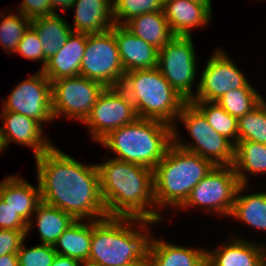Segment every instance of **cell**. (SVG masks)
Listing matches in <instances>:
<instances>
[{"mask_svg":"<svg viewBox=\"0 0 266 266\" xmlns=\"http://www.w3.org/2000/svg\"><path fill=\"white\" fill-rule=\"evenodd\" d=\"M42 202L70 214L75 220L107 217L97 164H84L53 145L35 157Z\"/></svg>","mask_w":266,"mask_h":266,"instance_id":"cell-1","label":"cell"},{"mask_svg":"<svg viewBox=\"0 0 266 266\" xmlns=\"http://www.w3.org/2000/svg\"><path fill=\"white\" fill-rule=\"evenodd\" d=\"M97 167L101 195L108 216L161 222V213L151 209L156 206L153 170L113 157L102 164L97 163Z\"/></svg>","mask_w":266,"mask_h":266,"instance_id":"cell-2","label":"cell"},{"mask_svg":"<svg viewBox=\"0 0 266 266\" xmlns=\"http://www.w3.org/2000/svg\"><path fill=\"white\" fill-rule=\"evenodd\" d=\"M136 222V227L139 225L141 230L135 228L133 223ZM149 223L156 224L157 222L118 216L92 220L91 247L89 260L86 264L91 266H126L143 259L148 252L150 230L147 225Z\"/></svg>","mask_w":266,"mask_h":266,"instance_id":"cell-3","label":"cell"},{"mask_svg":"<svg viewBox=\"0 0 266 266\" xmlns=\"http://www.w3.org/2000/svg\"><path fill=\"white\" fill-rule=\"evenodd\" d=\"M214 166L211 161L172 143L153 170L156 208H180Z\"/></svg>","mask_w":266,"mask_h":266,"instance_id":"cell-4","label":"cell"},{"mask_svg":"<svg viewBox=\"0 0 266 266\" xmlns=\"http://www.w3.org/2000/svg\"><path fill=\"white\" fill-rule=\"evenodd\" d=\"M99 143L115 152V159L154 170L173 143V127L162 121L138 118L111 131Z\"/></svg>","mask_w":266,"mask_h":266,"instance_id":"cell-5","label":"cell"},{"mask_svg":"<svg viewBox=\"0 0 266 266\" xmlns=\"http://www.w3.org/2000/svg\"><path fill=\"white\" fill-rule=\"evenodd\" d=\"M120 87L134 104L138 118L162 121L172 127L187 102L157 67L126 72Z\"/></svg>","mask_w":266,"mask_h":266,"instance_id":"cell-6","label":"cell"},{"mask_svg":"<svg viewBox=\"0 0 266 266\" xmlns=\"http://www.w3.org/2000/svg\"><path fill=\"white\" fill-rule=\"evenodd\" d=\"M177 118L185 125L192 137L191 139H194L193 145L192 143H182L178 138L179 132L175 124L173 126V143L177 147L198 154L211 161L215 166L233 165L235 145L225 136L217 133L210 126L203 113L191 101L183 105Z\"/></svg>","mask_w":266,"mask_h":266,"instance_id":"cell-7","label":"cell"},{"mask_svg":"<svg viewBox=\"0 0 266 266\" xmlns=\"http://www.w3.org/2000/svg\"><path fill=\"white\" fill-rule=\"evenodd\" d=\"M125 71L122 66L113 27L103 33L87 34L80 76L106 87H119Z\"/></svg>","mask_w":266,"mask_h":266,"instance_id":"cell-8","label":"cell"},{"mask_svg":"<svg viewBox=\"0 0 266 266\" xmlns=\"http://www.w3.org/2000/svg\"><path fill=\"white\" fill-rule=\"evenodd\" d=\"M196 62L192 36H174L158 52L157 68L187 102L195 97L192 84L197 75Z\"/></svg>","mask_w":266,"mask_h":266,"instance_id":"cell-9","label":"cell"},{"mask_svg":"<svg viewBox=\"0 0 266 266\" xmlns=\"http://www.w3.org/2000/svg\"><path fill=\"white\" fill-rule=\"evenodd\" d=\"M240 186L233 165L214 166L191 191L180 208L202 206L217 215L230 216Z\"/></svg>","mask_w":266,"mask_h":266,"instance_id":"cell-10","label":"cell"},{"mask_svg":"<svg viewBox=\"0 0 266 266\" xmlns=\"http://www.w3.org/2000/svg\"><path fill=\"white\" fill-rule=\"evenodd\" d=\"M53 117L66 116L83 123L105 87L87 77L61 78L52 83Z\"/></svg>","mask_w":266,"mask_h":266,"instance_id":"cell-11","label":"cell"},{"mask_svg":"<svg viewBox=\"0 0 266 266\" xmlns=\"http://www.w3.org/2000/svg\"><path fill=\"white\" fill-rule=\"evenodd\" d=\"M137 119L134 104L125 91L120 86L106 87L82 124L87 125L91 137L99 143L111 131Z\"/></svg>","mask_w":266,"mask_h":266,"instance_id":"cell-12","label":"cell"},{"mask_svg":"<svg viewBox=\"0 0 266 266\" xmlns=\"http://www.w3.org/2000/svg\"><path fill=\"white\" fill-rule=\"evenodd\" d=\"M3 110L25 115L43 123L54 120L52 111V84L39 70L21 81L7 99Z\"/></svg>","mask_w":266,"mask_h":266,"instance_id":"cell-13","label":"cell"},{"mask_svg":"<svg viewBox=\"0 0 266 266\" xmlns=\"http://www.w3.org/2000/svg\"><path fill=\"white\" fill-rule=\"evenodd\" d=\"M208 60L192 101L216 102L231 90L254 88L223 50L217 48Z\"/></svg>","mask_w":266,"mask_h":266,"instance_id":"cell-14","label":"cell"},{"mask_svg":"<svg viewBox=\"0 0 266 266\" xmlns=\"http://www.w3.org/2000/svg\"><path fill=\"white\" fill-rule=\"evenodd\" d=\"M3 127L0 126V135L7 149L9 143L14 142L33 149L34 158L42 155L54 144L44 137V127L33 118L25 115L3 111L0 113Z\"/></svg>","mask_w":266,"mask_h":266,"instance_id":"cell-15","label":"cell"},{"mask_svg":"<svg viewBox=\"0 0 266 266\" xmlns=\"http://www.w3.org/2000/svg\"><path fill=\"white\" fill-rule=\"evenodd\" d=\"M113 34L125 73L153 69L158 66L159 50L157 48L134 35L124 25L114 24Z\"/></svg>","mask_w":266,"mask_h":266,"instance_id":"cell-16","label":"cell"},{"mask_svg":"<svg viewBox=\"0 0 266 266\" xmlns=\"http://www.w3.org/2000/svg\"><path fill=\"white\" fill-rule=\"evenodd\" d=\"M206 266H266V246L234 236L214 251L206 250Z\"/></svg>","mask_w":266,"mask_h":266,"instance_id":"cell-17","label":"cell"},{"mask_svg":"<svg viewBox=\"0 0 266 266\" xmlns=\"http://www.w3.org/2000/svg\"><path fill=\"white\" fill-rule=\"evenodd\" d=\"M8 176L0 182V198L28 223L27 234L32 229V214L42 202L39 183L37 188L23 178Z\"/></svg>","mask_w":266,"mask_h":266,"instance_id":"cell-18","label":"cell"},{"mask_svg":"<svg viewBox=\"0 0 266 266\" xmlns=\"http://www.w3.org/2000/svg\"><path fill=\"white\" fill-rule=\"evenodd\" d=\"M87 34L71 32L65 44L48 61L43 74L51 81L80 76V66L85 52Z\"/></svg>","mask_w":266,"mask_h":266,"instance_id":"cell-19","label":"cell"},{"mask_svg":"<svg viewBox=\"0 0 266 266\" xmlns=\"http://www.w3.org/2000/svg\"><path fill=\"white\" fill-rule=\"evenodd\" d=\"M163 12L174 36L190 37L192 28L208 25L212 13L192 0H164Z\"/></svg>","mask_w":266,"mask_h":266,"instance_id":"cell-20","label":"cell"},{"mask_svg":"<svg viewBox=\"0 0 266 266\" xmlns=\"http://www.w3.org/2000/svg\"><path fill=\"white\" fill-rule=\"evenodd\" d=\"M73 32L98 34L114 26L112 0H75Z\"/></svg>","mask_w":266,"mask_h":266,"instance_id":"cell-21","label":"cell"},{"mask_svg":"<svg viewBox=\"0 0 266 266\" xmlns=\"http://www.w3.org/2000/svg\"><path fill=\"white\" fill-rule=\"evenodd\" d=\"M147 256L150 266H206L205 250L186 248L152 237Z\"/></svg>","mask_w":266,"mask_h":266,"instance_id":"cell-22","label":"cell"},{"mask_svg":"<svg viewBox=\"0 0 266 266\" xmlns=\"http://www.w3.org/2000/svg\"><path fill=\"white\" fill-rule=\"evenodd\" d=\"M124 26L134 35L141 38L158 50L164 47L174 34L163 11H155L135 16Z\"/></svg>","mask_w":266,"mask_h":266,"instance_id":"cell-23","label":"cell"},{"mask_svg":"<svg viewBox=\"0 0 266 266\" xmlns=\"http://www.w3.org/2000/svg\"><path fill=\"white\" fill-rule=\"evenodd\" d=\"M92 239V220H76L58 238L54 245L57 254L77 259L84 264L89 260ZM61 247V248H58Z\"/></svg>","mask_w":266,"mask_h":266,"instance_id":"cell-24","label":"cell"},{"mask_svg":"<svg viewBox=\"0 0 266 266\" xmlns=\"http://www.w3.org/2000/svg\"><path fill=\"white\" fill-rule=\"evenodd\" d=\"M31 27L41 40L43 54L47 60L60 50L72 32V26L59 13L31 19Z\"/></svg>","mask_w":266,"mask_h":266,"instance_id":"cell-25","label":"cell"},{"mask_svg":"<svg viewBox=\"0 0 266 266\" xmlns=\"http://www.w3.org/2000/svg\"><path fill=\"white\" fill-rule=\"evenodd\" d=\"M233 167L239 183L248 187V173L252 175L266 173V144L249 140H238V143L235 145Z\"/></svg>","mask_w":266,"mask_h":266,"instance_id":"cell-26","label":"cell"},{"mask_svg":"<svg viewBox=\"0 0 266 266\" xmlns=\"http://www.w3.org/2000/svg\"><path fill=\"white\" fill-rule=\"evenodd\" d=\"M244 188L246 190L244 184L238 187L229 217L237 218L257 230L266 231V192L241 195Z\"/></svg>","mask_w":266,"mask_h":266,"instance_id":"cell-27","label":"cell"},{"mask_svg":"<svg viewBox=\"0 0 266 266\" xmlns=\"http://www.w3.org/2000/svg\"><path fill=\"white\" fill-rule=\"evenodd\" d=\"M33 216L41 238V244L54 246L63 232L76 220L67 212L41 202Z\"/></svg>","mask_w":266,"mask_h":266,"instance_id":"cell-28","label":"cell"},{"mask_svg":"<svg viewBox=\"0 0 266 266\" xmlns=\"http://www.w3.org/2000/svg\"><path fill=\"white\" fill-rule=\"evenodd\" d=\"M205 116L210 126L234 145L238 143V119L216 102L191 101ZM233 140V141H232Z\"/></svg>","mask_w":266,"mask_h":266,"instance_id":"cell-29","label":"cell"},{"mask_svg":"<svg viewBox=\"0 0 266 266\" xmlns=\"http://www.w3.org/2000/svg\"><path fill=\"white\" fill-rule=\"evenodd\" d=\"M264 99L254 88H238L224 94L216 103L231 116L239 119L252 111Z\"/></svg>","mask_w":266,"mask_h":266,"instance_id":"cell-30","label":"cell"},{"mask_svg":"<svg viewBox=\"0 0 266 266\" xmlns=\"http://www.w3.org/2000/svg\"><path fill=\"white\" fill-rule=\"evenodd\" d=\"M238 140L266 144V101L238 119Z\"/></svg>","mask_w":266,"mask_h":266,"instance_id":"cell-31","label":"cell"},{"mask_svg":"<svg viewBox=\"0 0 266 266\" xmlns=\"http://www.w3.org/2000/svg\"><path fill=\"white\" fill-rule=\"evenodd\" d=\"M2 13V12H0ZM0 14V45L7 52H14L27 29L31 26V20L23 14L14 13L6 16Z\"/></svg>","mask_w":266,"mask_h":266,"instance_id":"cell-32","label":"cell"},{"mask_svg":"<svg viewBox=\"0 0 266 266\" xmlns=\"http://www.w3.org/2000/svg\"><path fill=\"white\" fill-rule=\"evenodd\" d=\"M112 3L114 24L124 25L135 16L163 11L164 0H112Z\"/></svg>","mask_w":266,"mask_h":266,"instance_id":"cell-33","label":"cell"},{"mask_svg":"<svg viewBox=\"0 0 266 266\" xmlns=\"http://www.w3.org/2000/svg\"><path fill=\"white\" fill-rule=\"evenodd\" d=\"M17 255L19 266H51L57 253L51 245L40 244L27 248L22 243Z\"/></svg>","mask_w":266,"mask_h":266,"instance_id":"cell-34","label":"cell"},{"mask_svg":"<svg viewBox=\"0 0 266 266\" xmlns=\"http://www.w3.org/2000/svg\"><path fill=\"white\" fill-rule=\"evenodd\" d=\"M15 52L32 61L42 60L43 67L40 70L44 69L48 61L44 57L41 40L31 26L25 32Z\"/></svg>","mask_w":266,"mask_h":266,"instance_id":"cell-35","label":"cell"},{"mask_svg":"<svg viewBox=\"0 0 266 266\" xmlns=\"http://www.w3.org/2000/svg\"><path fill=\"white\" fill-rule=\"evenodd\" d=\"M27 231L12 229H0V256L5 254H17L25 241Z\"/></svg>","mask_w":266,"mask_h":266,"instance_id":"cell-36","label":"cell"},{"mask_svg":"<svg viewBox=\"0 0 266 266\" xmlns=\"http://www.w3.org/2000/svg\"><path fill=\"white\" fill-rule=\"evenodd\" d=\"M28 223L0 198V229L27 231Z\"/></svg>","mask_w":266,"mask_h":266,"instance_id":"cell-37","label":"cell"},{"mask_svg":"<svg viewBox=\"0 0 266 266\" xmlns=\"http://www.w3.org/2000/svg\"><path fill=\"white\" fill-rule=\"evenodd\" d=\"M18 12L30 20L54 15L50 0H23Z\"/></svg>","mask_w":266,"mask_h":266,"instance_id":"cell-38","label":"cell"},{"mask_svg":"<svg viewBox=\"0 0 266 266\" xmlns=\"http://www.w3.org/2000/svg\"><path fill=\"white\" fill-rule=\"evenodd\" d=\"M83 264L77 259L57 254L51 266H81Z\"/></svg>","mask_w":266,"mask_h":266,"instance_id":"cell-39","label":"cell"},{"mask_svg":"<svg viewBox=\"0 0 266 266\" xmlns=\"http://www.w3.org/2000/svg\"><path fill=\"white\" fill-rule=\"evenodd\" d=\"M0 266H19L17 254H5L0 256Z\"/></svg>","mask_w":266,"mask_h":266,"instance_id":"cell-40","label":"cell"},{"mask_svg":"<svg viewBox=\"0 0 266 266\" xmlns=\"http://www.w3.org/2000/svg\"><path fill=\"white\" fill-rule=\"evenodd\" d=\"M75 0H50L51 6H52V11L54 14H56L55 8L61 7L63 8L62 11H66L67 9L72 7V4L74 3Z\"/></svg>","mask_w":266,"mask_h":266,"instance_id":"cell-41","label":"cell"},{"mask_svg":"<svg viewBox=\"0 0 266 266\" xmlns=\"http://www.w3.org/2000/svg\"><path fill=\"white\" fill-rule=\"evenodd\" d=\"M126 266H150L149 258L146 255L143 259H141L139 261H135V262L128 264Z\"/></svg>","mask_w":266,"mask_h":266,"instance_id":"cell-42","label":"cell"},{"mask_svg":"<svg viewBox=\"0 0 266 266\" xmlns=\"http://www.w3.org/2000/svg\"><path fill=\"white\" fill-rule=\"evenodd\" d=\"M192 1L204 5L212 13L211 0H192Z\"/></svg>","mask_w":266,"mask_h":266,"instance_id":"cell-43","label":"cell"},{"mask_svg":"<svg viewBox=\"0 0 266 266\" xmlns=\"http://www.w3.org/2000/svg\"><path fill=\"white\" fill-rule=\"evenodd\" d=\"M6 149L2 136L0 135V154Z\"/></svg>","mask_w":266,"mask_h":266,"instance_id":"cell-44","label":"cell"}]
</instances>
